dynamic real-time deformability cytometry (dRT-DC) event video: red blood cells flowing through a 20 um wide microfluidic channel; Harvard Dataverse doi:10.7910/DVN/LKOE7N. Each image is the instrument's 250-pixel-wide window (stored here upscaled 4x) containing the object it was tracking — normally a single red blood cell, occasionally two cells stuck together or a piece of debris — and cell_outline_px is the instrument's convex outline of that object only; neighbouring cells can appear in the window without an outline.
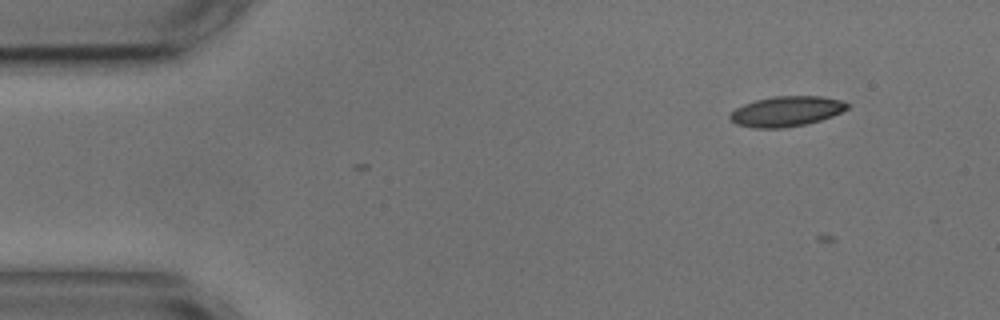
{"species": "common noctule bat (a hibernating species)", "species_latin": "Nyctalus noctula", "temperature_condition": "cold", "stored_images_in_passage": 4, "camera_frame_rate_fps": 3000, "um_per_image_px": 0.085, "animal": {"sex": "male", "body_mass_g": 17.9, "forearm_length_mm": 54.2}, "frame": {"image": 1, "passage_image": 1, "time_ms": 0.0, "image_size_px": [1000, 320], "cell_outline_px": [[852, 104], [848, 108], [832, 116], [808, 124], [784, 128], [752, 128], [736, 124], [728, 120], [728, 116], [736, 108], [744, 104], [756, 100], [772, 96], [820, 96], [840, 100]], "centroid_in_image_um": [66.83, 9.47], "position_along_channel_um": 18.2, "area_um2": 20.81}}